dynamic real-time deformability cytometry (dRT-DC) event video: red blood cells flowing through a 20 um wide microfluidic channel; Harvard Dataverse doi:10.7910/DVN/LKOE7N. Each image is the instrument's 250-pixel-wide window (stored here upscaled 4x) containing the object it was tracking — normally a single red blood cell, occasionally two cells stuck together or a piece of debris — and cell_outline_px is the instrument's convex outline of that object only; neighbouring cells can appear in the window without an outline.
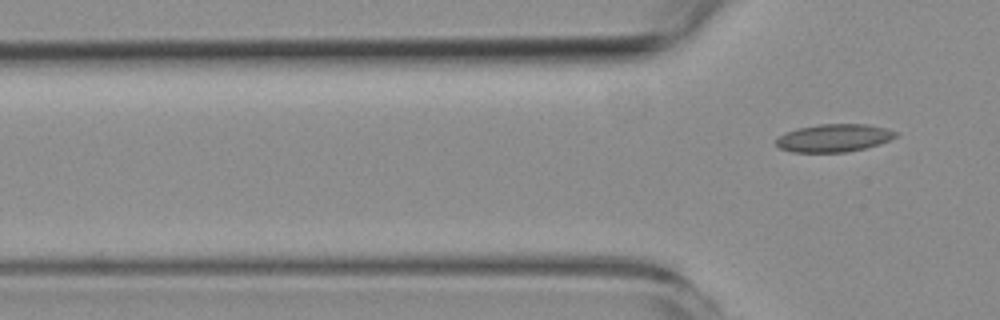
{"species": "common noctule bat (a hibernating species)", "species_latin": "Nyctalus noctula", "temperature_condition": "room temperature", "stored_images_in_passage": 3, "camera_frame_rate_fps": 3000, "um_per_image_px": 0.085, "animal": {"sex": "female", "body_mass_g": 19.3, "forearm_length_mm": 54.1}, "frame": {"image": 1, "passage_image": 3, "time_ms": 3.333, "image_size_px": [1000, 320], "cell_outline_px": [[896, 136], [880, 144], [848, 152], [792, 152], [780, 148], [776, 144], [776, 140], [780, 136], [796, 128], [816, 124], [868, 124], [884, 128], [896, 132]], "centroid_in_image_um": [70.86, 11.72], "position_along_channel_um": 54.9, "area_um2": 19.25}}